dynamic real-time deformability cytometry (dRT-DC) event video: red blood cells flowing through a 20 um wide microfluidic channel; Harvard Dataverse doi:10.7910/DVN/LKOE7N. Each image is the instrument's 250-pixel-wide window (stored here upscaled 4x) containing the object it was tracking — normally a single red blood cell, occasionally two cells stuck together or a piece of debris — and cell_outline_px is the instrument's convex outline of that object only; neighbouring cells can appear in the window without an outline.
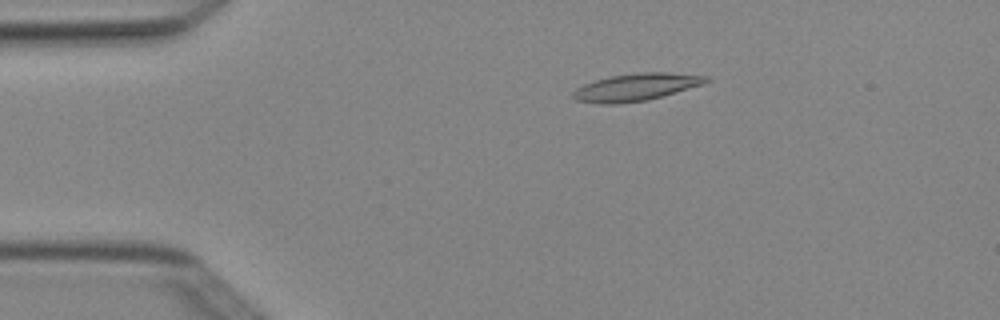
{"species": "Egyptian fruit bat (a non-hibernating species)", "species_latin": "Rousettus aegyptiacus", "temperature_condition": "cold", "stored_images_in_passage": 5, "camera_frame_rate_fps": 3000, "um_per_image_px": 0.085, "animal": {"sex": "female"}, "frame": {"image": 1, "passage_image": 2, "time_ms": 0.333, "image_size_px": [1000, 320], "cell_outline_px": [[712, 80], [700, 84], [648, 100], [616, 104], [600, 104], [576, 100], [572, 96], [572, 92], [576, 88], [584, 84], [608, 76], [636, 72], [668, 72], [708, 76]], "centroid_in_image_um": [54.01, 7.4], "position_along_channel_um": 31.0, "area_um2": 21.1}}
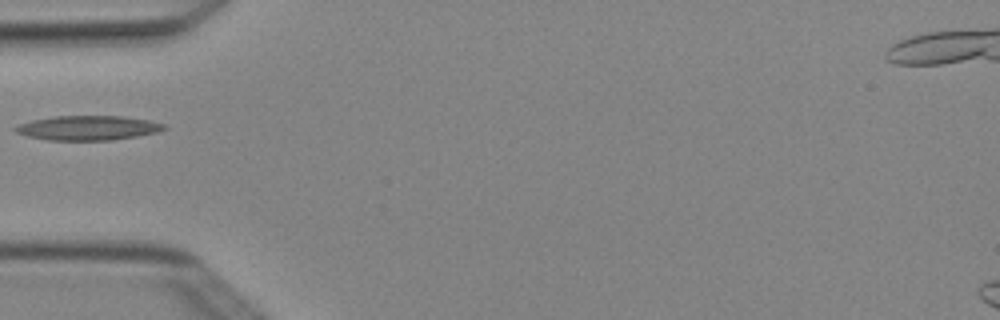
{"frame": {"image": 2, "passage_image": 4, "time_ms": 1.0, "image_size_px": [1000, 320], "cell_outline_px": [[168, 128], [160, 132], [112, 140], [48, 140], [28, 136], [16, 132], [12, 128], [20, 124], [32, 120], [52, 116], [120, 116], [148, 120], [164, 124]], "centroid_in_image_um": [7.49, 10.87], "position_along_channel_um": 77.5, "area_um2": 21.21}}
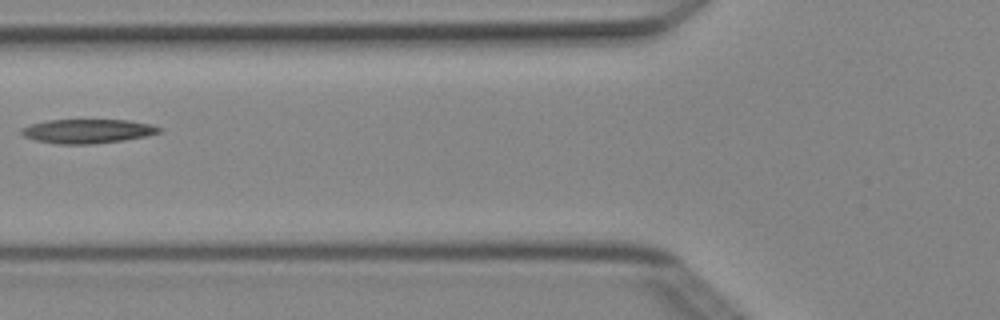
{"frame": {"image": 3, "passage_image": 5, "time_ms": 1.333, "image_size_px": [1000, 320], "cell_outline_px": [[164, 128], [160, 132], [148, 136], [124, 140], [92, 144], [56, 144], [36, 140], [24, 136], [20, 132], [20, 128], [32, 124], [48, 120], [128, 120], [152, 124]], "centroid_in_image_um": [7.48, 11.15], "position_along_channel_um": 118.3, "area_um2": 19.48}}